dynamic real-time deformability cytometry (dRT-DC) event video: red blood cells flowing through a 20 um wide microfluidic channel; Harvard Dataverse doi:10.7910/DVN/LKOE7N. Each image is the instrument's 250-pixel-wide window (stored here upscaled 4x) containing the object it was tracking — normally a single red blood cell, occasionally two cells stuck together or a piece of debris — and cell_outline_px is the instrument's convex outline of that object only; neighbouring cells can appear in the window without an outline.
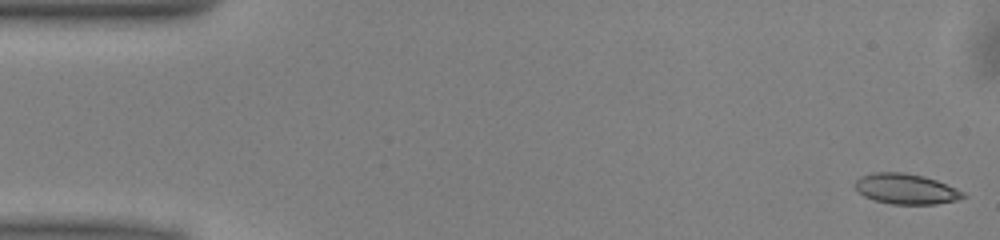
{"species": "common noctule bat (a hibernating species)", "species_latin": "Nyctalus noctula", "temperature_condition": "warm", "stored_images_in_passage": 50, "camera_frame_rate_fps": 3000, "um_per_image_px": 0.085, "animal": {"sex": "male", "body_mass_g": 13.0, "forearm_length_mm": 53.1}, "frame": {"image": 1, "passage_image": 1, "time_ms": 0.0, "image_size_px": [1000, 240], "cell_outline_px": [[968, 196], [956, 200], [936, 204], [892, 204], [876, 200], [864, 196], [852, 184], [860, 176], [872, 172], [900, 172], [924, 176], [936, 180], [956, 188], [964, 192]], "centroid_in_image_um": [77.0, 16.05], "position_along_channel_um": 8.0, "area_um2": 19.13}}
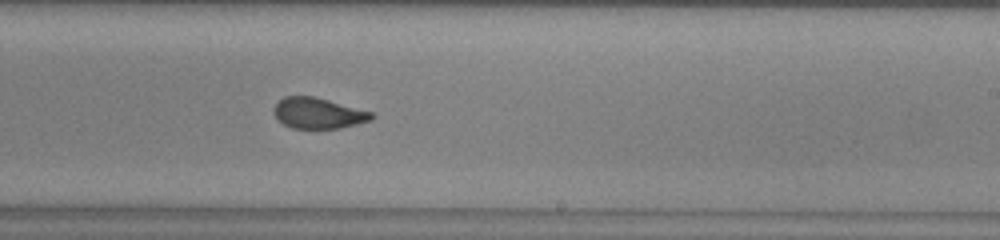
{"frame": {"image": 2, "passage_image": 30, "time_ms": 9.667, "image_size_px": [1000, 240], "cell_outline_px": [[376, 116], [372, 120], [340, 128], [292, 128], [284, 124], [272, 112], [272, 108], [284, 96], [312, 96], [328, 100], [372, 112]], "centroid_in_image_um": [27.05, 9.62], "position_along_channel_um": 262.0, "area_um2": 17.4}}
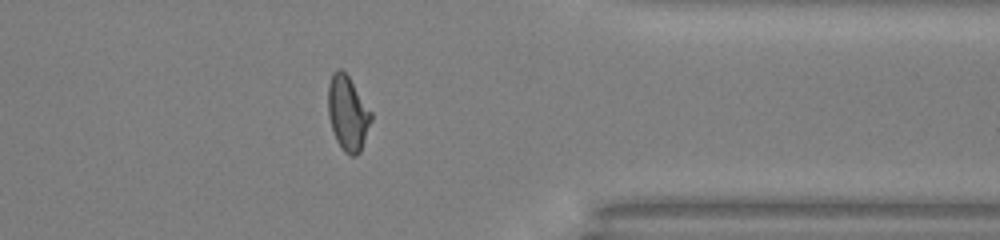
{"frame": {"image": 3, "passage_image": 40, "time_ms": 13.0, "image_size_px": [1000, 240], "cell_outline_px": [[372, 120], [360, 152], [356, 156], [352, 156], [344, 152], [340, 148], [336, 140], [328, 116], [328, 84], [332, 72], [336, 68], [340, 68], [348, 76], [372, 112]], "centroid_in_image_um": [29.55, 9.63], "position_along_channel_um": 381.9, "area_um2": 18.84}, "authors_computed_cell_mechanics": {"area_um2": 18.7272, "velocity_mm_per_s": 4.0239, "shape_relaxation_time_tau1_ms": 4.9276, "shape_relaxation_time_tau2_ms": 0.684, "deformation_change_tau1": 0.1772, "deformation_change_tau2": 0.0709}}